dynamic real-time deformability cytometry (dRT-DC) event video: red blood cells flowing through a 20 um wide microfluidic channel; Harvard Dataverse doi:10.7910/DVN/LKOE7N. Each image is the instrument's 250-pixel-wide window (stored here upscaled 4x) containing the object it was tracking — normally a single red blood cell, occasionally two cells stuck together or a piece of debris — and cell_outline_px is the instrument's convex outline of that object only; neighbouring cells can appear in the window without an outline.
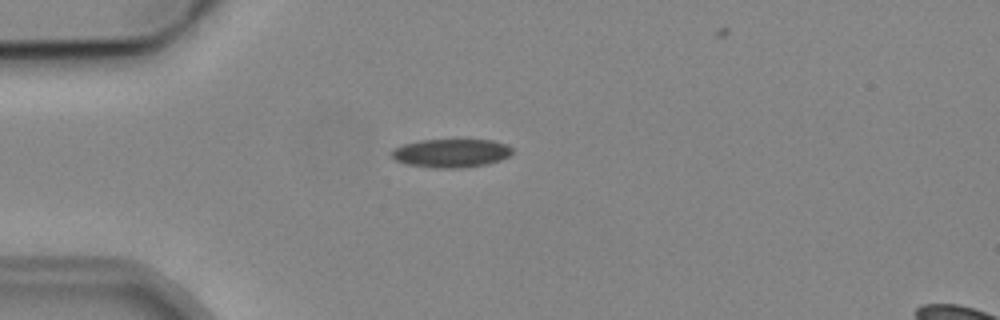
{"species": "common noctule bat (a hibernating species)", "species_latin": "Nyctalus noctula", "temperature_condition": "cold", "stored_images_in_passage": 5, "camera_frame_rate_fps": 3000, "um_per_image_px": 0.085, "animal": {"sex": "male", "body_mass_g": 19.2, "forearm_length_mm": 51.8}, "frame": {"image": 1, "passage_image": 3, "time_ms": 2.333, "image_size_px": [1000, 320], "cell_outline_px": [[512, 152], [508, 156], [500, 160], [488, 164], [456, 168], [432, 168], [404, 164], [396, 160], [388, 152], [392, 148], [404, 144], [420, 140], [492, 140], [508, 144], [512, 148]], "centroid_in_image_um": [38.3, 13.02], "position_along_channel_um": 46.7, "area_um2": 20.23}}